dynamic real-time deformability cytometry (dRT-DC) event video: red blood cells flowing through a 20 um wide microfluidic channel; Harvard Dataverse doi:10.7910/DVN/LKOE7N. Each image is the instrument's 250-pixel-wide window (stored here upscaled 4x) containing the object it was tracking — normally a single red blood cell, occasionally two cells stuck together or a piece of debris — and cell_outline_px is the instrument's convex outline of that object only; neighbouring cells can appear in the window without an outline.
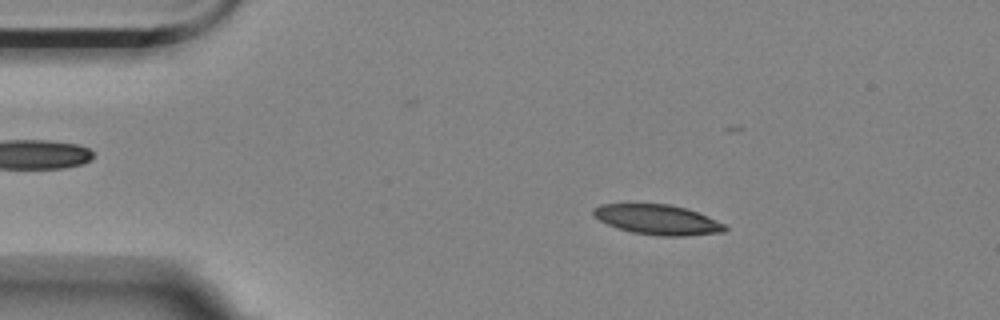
{"species": "Egyptian fruit bat (a non-hibernating species)", "species_latin": "Rousettus aegyptiacus", "temperature_condition": "room temperature", "stored_images_in_passage": 56, "camera_frame_rate_fps": 3000, "um_per_image_px": 0.085, "animal": {"sex": "female"}, "frame": {"image": 1, "passage_image": 9, "time_ms": 2.667, "image_size_px": [1000, 320], "cell_outline_px": [[728, 228], [724, 232], [684, 236], [660, 236], [632, 232], [616, 228], [592, 216], [592, 208], [600, 204], [668, 204], [688, 208], [708, 216], [724, 224]], "centroid_in_image_um": [55.88, 18.67], "position_along_channel_um": 29.1, "area_um2": 23.12}}
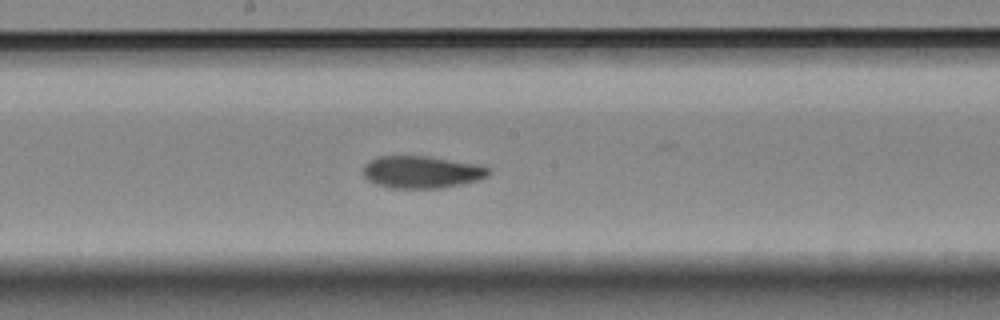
{"frame": {"image": 2, "passage_image": 29, "time_ms": 9.333, "image_size_px": [1000, 320], "cell_outline_px": [[492, 172], [488, 176], [480, 180], [440, 188], [392, 188], [376, 184], [368, 180], [360, 172], [364, 164], [368, 160], [376, 156], [424, 156], [484, 164], [492, 168]], "centroid_in_image_um": [35.87, 14.61], "position_along_channel_um": 212.3, "area_um2": 24.16}}
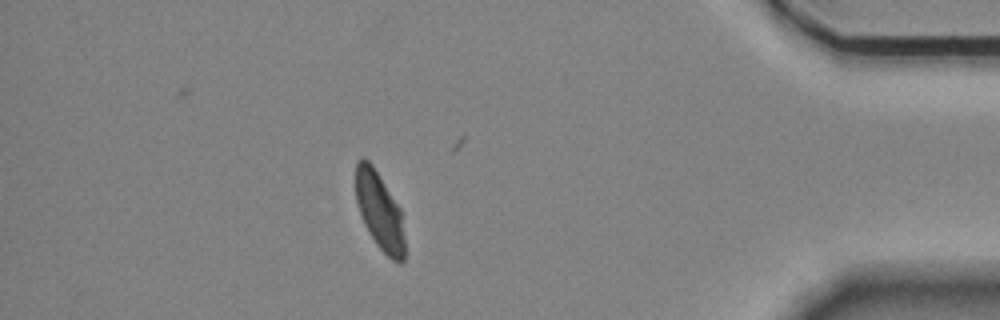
{"frame": {"image": 3, "passage_image": 49, "time_ms": 16.0, "image_size_px": [1000, 320], "cell_outline_px": [[404, 260], [400, 264], [392, 260], [376, 244], [368, 232], [364, 224], [356, 200], [356, 160], [364, 156], [372, 164], [400, 208], [404, 236]], "centroid_in_image_um": [32.25, 17.93], "position_along_channel_um": 402.9, "area_um2": 22.02}, "authors_computed_cell_mechanics": {"area_um2": 23.2934, "velocity_mm_per_s": 3.503, "shape_relaxation_time_tau1_ms": 8.4969, "shape_relaxation_time_tau2_ms": 3.5497, "deformation_change_tau1": 0.2315, "deformation_change_tau2": 0.0666}}